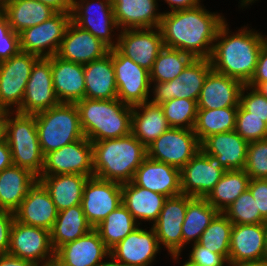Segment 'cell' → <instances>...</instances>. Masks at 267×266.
Listing matches in <instances>:
<instances>
[{"label": "cell", "mask_w": 267, "mask_h": 266, "mask_svg": "<svg viewBox=\"0 0 267 266\" xmlns=\"http://www.w3.org/2000/svg\"><path fill=\"white\" fill-rule=\"evenodd\" d=\"M220 14L197 7L163 12L160 23L165 47L179 49L195 59H210L220 26L225 22Z\"/></svg>", "instance_id": "1"}, {"label": "cell", "mask_w": 267, "mask_h": 266, "mask_svg": "<svg viewBox=\"0 0 267 266\" xmlns=\"http://www.w3.org/2000/svg\"><path fill=\"white\" fill-rule=\"evenodd\" d=\"M247 28L229 35L228 24L224 22L217 32L210 57L213 70L243 85H247L254 75L259 52L265 44L264 35Z\"/></svg>", "instance_id": "2"}, {"label": "cell", "mask_w": 267, "mask_h": 266, "mask_svg": "<svg viewBox=\"0 0 267 266\" xmlns=\"http://www.w3.org/2000/svg\"><path fill=\"white\" fill-rule=\"evenodd\" d=\"M94 177L120 184L132 181L147 158V148L132 134L92 142Z\"/></svg>", "instance_id": "3"}, {"label": "cell", "mask_w": 267, "mask_h": 266, "mask_svg": "<svg viewBox=\"0 0 267 266\" xmlns=\"http://www.w3.org/2000/svg\"><path fill=\"white\" fill-rule=\"evenodd\" d=\"M84 136L91 142L116 139L131 133L132 108L118 98H84L76 103Z\"/></svg>", "instance_id": "4"}, {"label": "cell", "mask_w": 267, "mask_h": 266, "mask_svg": "<svg viewBox=\"0 0 267 266\" xmlns=\"http://www.w3.org/2000/svg\"><path fill=\"white\" fill-rule=\"evenodd\" d=\"M14 112H4L3 133L11 150L12 163L39 177L44 166V154L39 143L35 115ZM14 114L15 118L11 117Z\"/></svg>", "instance_id": "5"}, {"label": "cell", "mask_w": 267, "mask_h": 266, "mask_svg": "<svg viewBox=\"0 0 267 266\" xmlns=\"http://www.w3.org/2000/svg\"><path fill=\"white\" fill-rule=\"evenodd\" d=\"M34 115L44 156L85 137L76 104L60 103Z\"/></svg>", "instance_id": "6"}, {"label": "cell", "mask_w": 267, "mask_h": 266, "mask_svg": "<svg viewBox=\"0 0 267 266\" xmlns=\"http://www.w3.org/2000/svg\"><path fill=\"white\" fill-rule=\"evenodd\" d=\"M39 57L19 51L9 59L0 61V109L17 111L22 104L32 67ZM13 105V106H12Z\"/></svg>", "instance_id": "7"}, {"label": "cell", "mask_w": 267, "mask_h": 266, "mask_svg": "<svg viewBox=\"0 0 267 266\" xmlns=\"http://www.w3.org/2000/svg\"><path fill=\"white\" fill-rule=\"evenodd\" d=\"M200 147L193 129L170 127L147 147V157L181 170Z\"/></svg>", "instance_id": "8"}, {"label": "cell", "mask_w": 267, "mask_h": 266, "mask_svg": "<svg viewBox=\"0 0 267 266\" xmlns=\"http://www.w3.org/2000/svg\"><path fill=\"white\" fill-rule=\"evenodd\" d=\"M7 253L31 261L38 266L53 264L55 250L51 244L50 231L14 220Z\"/></svg>", "instance_id": "9"}, {"label": "cell", "mask_w": 267, "mask_h": 266, "mask_svg": "<svg viewBox=\"0 0 267 266\" xmlns=\"http://www.w3.org/2000/svg\"><path fill=\"white\" fill-rule=\"evenodd\" d=\"M212 69L210 59H194L175 79L154 83V97L149 102L160 105L173 98L198 100L208 72Z\"/></svg>", "instance_id": "10"}, {"label": "cell", "mask_w": 267, "mask_h": 266, "mask_svg": "<svg viewBox=\"0 0 267 266\" xmlns=\"http://www.w3.org/2000/svg\"><path fill=\"white\" fill-rule=\"evenodd\" d=\"M70 22L71 13L57 12L45 22L24 29L19 33L20 51L39 58L56 55Z\"/></svg>", "instance_id": "11"}, {"label": "cell", "mask_w": 267, "mask_h": 266, "mask_svg": "<svg viewBox=\"0 0 267 266\" xmlns=\"http://www.w3.org/2000/svg\"><path fill=\"white\" fill-rule=\"evenodd\" d=\"M73 0L71 21L81 29L89 31L110 49L117 46L112 41V31L117 29L111 0ZM116 42V43H115Z\"/></svg>", "instance_id": "12"}, {"label": "cell", "mask_w": 267, "mask_h": 266, "mask_svg": "<svg viewBox=\"0 0 267 266\" xmlns=\"http://www.w3.org/2000/svg\"><path fill=\"white\" fill-rule=\"evenodd\" d=\"M113 66L117 98L130 106L149 102L150 72L122 55L116 48H113Z\"/></svg>", "instance_id": "13"}, {"label": "cell", "mask_w": 267, "mask_h": 266, "mask_svg": "<svg viewBox=\"0 0 267 266\" xmlns=\"http://www.w3.org/2000/svg\"><path fill=\"white\" fill-rule=\"evenodd\" d=\"M225 171L216 156L206 153L200 147L195 156L181 169L182 194L205 198Z\"/></svg>", "instance_id": "14"}, {"label": "cell", "mask_w": 267, "mask_h": 266, "mask_svg": "<svg viewBox=\"0 0 267 266\" xmlns=\"http://www.w3.org/2000/svg\"><path fill=\"white\" fill-rule=\"evenodd\" d=\"M122 204V184L89 177L83 188L81 206L90 225L95 228Z\"/></svg>", "instance_id": "15"}, {"label": "cell", "mask_w": 267, "mask_h": 266, "mask_svg": "<svg viewBox=\"0 0 267 266\" xmlns=\"http://www.w3.org/2000/svg\"><path fill=\"white\" fill-rule=\"evenodd\" d=\"M60 104L53 86L51 57H40L34 63L27 82L21 114H37Z\"/></svg>", "instance_id": "16"}, {"label": "cell", "mask_w": 267, "mask_h": 266, "mask_svg": "<svg viewBox=\"0 0 267 266\" xmlns=\"http://www.w3.org/2000/svg\"><path fill=\"white\" fill-rule=\"evenodd\" d=\"M80 174L94 176L92 142L86 137L44 156L41 175Z\"/></svg>", "instance_id": "17"}, {"label": "cell", "mask_w": 267, "mask_h": 266, "mask_svg": "<svg viewBox=\"0 0 267 266\" xmlns=\"http://www.w3.org/2000/svg\"><path fill=\"white\" fill-rule=\"evenodd\" d=\"M192 198L184 194L167 198L158 219L152 225L159 246L163 244L174 261L179 259L182 252V225L187 204Z\"/></svg>", "instance_id": "18"}, {"label": "cell", "mask_w": 267, "mask_h": 266, "mask_svg": "<svg viewBox=\"0 0 267 266\" xmlns=\"http://www.w3.org/2000/svg\"><path fill=\"white\" fill-rule=\"evenodd\" d=\"M116 39L115 48L149 72L164 47L159 27L121 30Z\"/></svg>", "instance_id": "19"}, {"label": "cell", "mask_w": 267, "mask_h": 266, "mask_svg": "<svg viewBox=\"0 0 267 266\" xmlns=\"http://www.w3.org/2000/svg\"><path fill=\"white\" fill-rule=\"evenodd\" d=\"M106 256V257H105ZM110 256V250L92 229L78 239L60 246L55 251L56 266H102V260Z\"/></svg>", "instance_id": "20"}, {"label": "cell", "mask_w": 267, "mask_h": 266, "mask_svg": "<svg viewBox=\"0 0 267 266\" xmlns=\"http://www.w3.org/2000/svg\"><path fill=\"white\" fill-rule=\"evenodd\" d=\"M110 48L89 31L70 22L57 51V56L70 62L85 65L102 58Z\"/></svg>", "instance_id": "21"}, {"label": "cell", "mask_w": 267, "mask_h": 266, "mask_svg": "<svg viewBox=\"0 0 267 266\" xmlns=\"http://www.w3.org/2000/svg\"><path fill=\"white\" fill-rule=\"evenodd\" d=\"M160 249L154 229L138 226L110 250V256L129 266H150Z\"/></svg>", "instance_id": "22"}, {"label": "cell", "mask_w": 267, "mask_h": 266, "mask_svg": "<svg viewBox=\"0 0 267 266\" xmlns=\"http://www.w3.org/2000/svg\"><path fill=\"white\" fill-rule=\"evenodd\" d=\"M132 182L167 198L182 194L181 170L149 157L137 168Z\"/></svg>", "instance_id": "23"}, {"label": "cell", "mask_w": 267, "mask_h": 266, "mask_svg": "<svg viewBox=\"0 0 267 266\" xmlns=\"http://www.w3.org/2000/svg\"><path fill=\"white\" fill-rule=\"evenodd\" d=\"M58 216L53 200L45 187L37 181L14 211L16 221L51 231Z\"/></svg>", "instance_id": "24"}, {"label": "cell", "mask_w": 267, "mask_h": 266, "mask_svg": "<svg viewBox=\"0 0 267 266\" xmlns=\"http://www.w3.org/2000/svg\"><path fill=\"white\" fill-rule=\"evenodd\" d=\"M55 94L60 103L76 104L85 98V79L82 64L70 62L57 55L51 57Z\"/></svg>", "instance_id": "25"}, {"label": "cell", "mask_w": 267, "mask_h": 266, "mask_svg": "<svg viewBox=\"0 0 267 266\" xmlns=\"http://www.w3.org/2000/svg\"><path fill=\"white\" fill-rule=\"evenodd\" d=\"M267 223L234 224L231 229L229 262L262 261Z\"/></svg>", "instance_id": "26"}, {"label": "cell", "mask_w": 267, "mask_h": 266, "mask_svg": "<svg viewBox=\"0 0 267 266\" xmlns=\"http://www.w3.org/2000/svg\"><path fill=\"white\" fill-rule=\"evenodd\" d=\"M243 84L211 69L197 100L198 109L238 107Z\"/></svg>", "instance_id": "27"}, {"label": "cell", "mask_w": 267, "mask_h": 266, "mask_svg": "<svg viewBox=\"0 0 267 266\" xmlns=\"http://www.w3.org/2000/svg\"><path fill=\"white\" fill-rule=\"evenodd\" d=\"M248 145L235 130L208 136L200 143L206 153L217 157L226 171L244 170Z\"/></svg>", "instance_id": "28"}, {"label": "cell", "mask_w": 267, "mask_h": 266, "mask_svg": "<svg viewBox=\"0 0 267 266\" xmlns=\"http://www.w3.org/2000/svg\"><path fill=\"white\" fill-rule=\"evenodd\" d=\"M83 68L85 98L97 100L117 99L113 48L102 58L83 65Z\"/></svg>", "instance_id": "29"}, {"label": "cell", "mask_w": 267, "mask_h": 266, "mask_svg": "<svg viewBox=\"0 0 267 266\" xmlns=\"http://www.w3.org/2000/svg\"><path fill=\"white\" fill-rule=\"evenodd\" d=\"M118 28L140 29L160 26L162 14L157 13L156 0H111Z\"/></svg>", "instance_id": "30"}, {"label": "cell", "mask_w": 267, "mask_h": 266, "mask_svg": "<svg viewBox=\"0 0 267 266\" xmlns=\"http://www.w3.org/2000/svg\"><path fill=\"white\" fill-rule=\"evenodd\" d=\"M89 176L80 174L40 175L38 181L49 192L58 212L81 205L83 188Z\"/></svg>", "instance_id": "31"}, {"label": "cell", "mask_w": 267, "mask_h": 266, "mask_svg": "<svg viewBox=\"0 0 267 266\" xmlns=\"http://www.w3.org/2000/svg\"><path fill=\"white\" fill-rule=\"evenodd\" d=\"M169 128L163 108L160 105L145 102L133 106L131 133L146 148Z\"/></svg>", "instance_id": "32"}, {"label": "cell", "mask_w": 267, "mask_h": 266, "mask_svg": "<svg viewBox=\"0 0 267 266\" xmlns=\"http://www.w3.org/2000/svg\"><path fill=\"white\" fill-rule=\"evenodd\" d=\"M166 199V196L137 186L132 181L122 184V204L136 222L140 219L154 223Z\"/></svg>", "instance_id": "33"}, {"label": "cell", "mask_w": 267, "mask_h": 266, "mask_svg": "<svg viewBox=\"0 0 267 266\" xmlns=\"http://www.w3.org/2000/svg\"><path fill=\"white\" fill-rule=\"evenodd\" d=\"M38 177L25 168L12 165L0 172V209L14 212Z\"/></svg>", "instance_id": "34"}, {"label": "cell", "mask_w": 267, "mask_h": 266, "mask_svg": "<svg viewBox=\"0 0 267 266\" xmlns=\"http://www.w3.org/2000/svg\"><path fill=\"white\" fill-rule=\"evenodd\" d=\"M94 229L87 221L81 205L58 212L50 231L51 244L56 251L60 246L84 236Z\"/></svg>", "instance_id": "35"}, {"label": "cell", "mask_w": 267, "mask_h": 266, "mask_svg": "<svg viewBox=\"0 0 267 266\" xmlns=\"http://www.w3.org/2000/svg\"><path fill=\"white\" fill-rule=\"evenodd\" d=\"M57 12L37 0H12L4 8V16L15 33L41 24Z\"/></svg>", "instance_id": "36"}, {"label": "cell", "mask_w": 267, "mask_h": 266, "mask_svg": "<svg viewBox=\"0 0 267 266\" xmlns=\"http://www.w3.org/2000/svg\"><path fill=\"white\" fill-rule=\"evenodd\" d=\"M219 213L205 198L193 197L187 204L182 225V248L190 241L197 243Z\"/></svg>", "instance_id": "37"}, {"label": "cell", "mask_w": 267, "mask_h": 266, "mask_svg": "<svg viewBox=\"0 0 267 266\" xmlns=\"http://www.w3.org/2000/svg\"><path fill=\"white\" fill-rule=\"evenodd\" d=\"M250 179L244 170H227L205 199L215 209L223 213L230 204L248 189Z\"/></svg>", "instance_id": "38"}, {"label": "cell", "mask_w": 267, "mask_h": 266, "mask_svg": "<svg viewBox=\"0 0 267 266\" xmlns=\"http://www.w3.org/2000/svg\"><path fill=\"white\" fill-rule=\"evenodd\" d=\"M238 107L219 109H198L193 128L198 141L201 143L208 136L235 130Z\"/></svg>", "instance_id": "39"}, {"label": "cell", "mask_w": 267, "mask_h": 266, "mask_svg": "<svg viewBox=\"0 0 267 266\" xmlns=\"http://www.w3.org/2000/svg\"><path fill=\"white\" fill-rule=\"evenodd\" d=\"M138 225L140 223H137L127 208L121 204L94 229L98 232L105 246L111 250L135 230Z\"/></svg>", "instance_id": "40"}, {"label": "cell", "mask_w": 267, "mask_h": 266, "mask_svg": "<svg viewBox=\"0 0 267 266\" xmlns=\"http://www.w3.org/2000/svg\"><path fill=\"white\" fill-rule=\"evenodd\" d=\"M195 58L179 49L163 47L150 71V82L175 79Z\"/></svg>", "instance_id": "41"}, {"label": "cell", "mask_w": 267, "mask_h": 266, "mask_svg": "<svg viewBox=\"0 0 267 266\" xmlns=\"http://www.w3.org/2000/svg\"><path fill=\"white\" fill-rule=\"evenodd\" d=\"M232 226L230 220L220 212L204 230L197 243L211 252L221 254L229 262Z\"/></svg>", "instance_id": "42"}, {"label": "cell", "mask_w": 267, "mask_h": 266, "mask_svg": "<svg viewBox=\"0 0 267 266\" xmlns=\"http://www.w3.org/2000/svg\"><path fill=\"white\" fill-rule=\"evenodd\" d=\"M160 106L163 108L164 115L170 127L193 129L198 104L196 100L185 98H173Z\"/></svg>", "instance_id": "43"}, {"label": "cell", "mask_w": 267, "mask_h": 266, "mask_svg": "<svg viewBox=\"0 0 267 266\" xmlns=\"http://www.w3.org/2000/svg\"><path fill=\"white\" fill-rule=\"evenodd\" d=\"M223 214L234 224L267 223L257 210V204L249 189L245 190Z\"/></svg>", "instance_id": "44"}, {"label": "cell", "mask_w": 267, "mask_h": 266, "mask_svg": "<svg viewBox=\"0 0 267 266\" xmlns=\"http://www.w3.org/2000/svg\"><path fill=\"white\" fill-rule=\"evenodd\" d=\"M244 171L251 179H267V138L249 142Z\"/></svg>", "instance_id": "45"}, {"label": "cell", "mask_w": 267, "mask_h": 266, "mask_svg": "<svg viewBox=\"0 0 267 266\" xmlns=\"http://www.w3.org/2000/svg\"><path fill=\"white\" fill-rule=\"evenodd\" d=\"M235 131L247 142L267 138V123L255 116H248V112L239 104Z\"/></svg>", "instance_id": "46"}, {"label": "cell", "mask_w": 267, "mask_h": 266, "mask_svg": "<svg viewBox=\"0 0 267 266\" xmlns=\"http://www.w3.org/2000/svg\"><path fill=\"white\" fill-rule=\"evenodd\" d=\"M245 90L250 92H246V95ZM239 104L248 112V116H255L267 123V98L258 90L248 85H243Z\"/></svg>", "instance_id": "47"}, {"label": "cell", "mask_w": 267, "mask_h": 266, "mask_svg": "<svg viewBox=\"0 0 267 266\" xmlns=\"http://www.w3.org/2000/svg\"><path fill=\"white\" fill-rule=\"evenodd\" d=\"M20 51L19 34L11 30L8 20L0 18V61L9 59Z\"/></svg>", "instance_id": "48"}, {"label": "cell", "mask_w": 267, "mask_h": 266, "mask_svg": "<svg viewBox=\"0 0 267 266\" xmlns=\"http://www.w3.org/2000/svg\"><path fill=\"white\" fill-rule=\"evenodd\" d=\"M189 255L188 262L194 266H224L228 261L218 253L202 247L198 243H194Z\"/></svg>", "instance_id": "49"}, {"label": "cell", "mask_w": 267, "mask_h": 266, "mask_svg": "<svg viewBox=\"0 0 267 266\" xmlns=\"http://www.w3.org/2000/svg\"><path fill=\"white\" fill-rule=\"evenodd\" d=\"M248 189L256 201L261 217L267 222V179H250Z\"/></svg>", "instance_id": "50"}, {"label": "cell", "mask_w": 267, "mask_h": 266, "mask_svg": "<svg viewBox=\"0 0 267 266\" xmlns=\"http://www.w3.org/2000/svg\"><path fill=\"white\" fill-rule=\"evenodd\" d=\"M14 220V212L0 209V254H6L9 250L10 232Z\"/></svg>", "instance_id": "51"}, {"label": "cell", "mask_w": 267, "mask_h": 266, "mask_svg": "<svg viewBox=\"0 0 267 266\" xmlns=\"http://www.w3.org/2000/svg\"><path fill=\"white\" fill-rule=\"evenodd\" d=\"M267 81V45L264 44L261 48L256 69L251 80L247 84L250 87L256 88L260 83Z\"/></svg>", "instance_id": "52"}, {"label": "cell", "mask_w": 267, "mask_h": 266, "mask_svg": "<svg viewBox=\"0 0 267 266\" xmlns=\"http://www.w3.org/2000/svg\"><path fill=\"white\" fill-rule=\"evenodd\" d=\"M13 165L11 150L5 138L0 140V172Z\"/></svg>", "instance_id": "53"}, {"label": "cell", "mask_w": 267, "mask_h": 266, "mask_svg": "<svg viewBox=\"0 0 267 266\" xmlns=\"http://www.w3.org/2000/svg\"><path fill=\"white\" fill-rule=\"evenodd\" d=\"M0 266H38L35 263L22 258L6 254H0Z\"/></svg>", "instance_id": "54"}, {"label": "cell", "mask_w": 267, "mask_h": 266, "mask_svg": "<svg viewBox=\"0 0 267 266\" xmlns=\"http://www.w3.org/2000/svg\"><path fill=\"white\" fill-rule=\"evenodd\" d=\"M56 12L71 13L73 0H37Z\"/></svg>", "instance_id": "55"}, {"label": "cell", "mask_w": 267, "mask_h": 266, "mask_svg": "<svg viewBox=\"0 0 267 266\" xmlns=\"http://www.w3.org/2000/svg\"><path fill=\"white\" fill-rule=\"evenodd\" d=\"M167 2L171 11L184 10L197 7L200 4V0H164Z\"/></svg>", "instance_id": "56"}, {"label": "cell", "mask_w": 267, "mask_h": 266, "mask_svg": "<svg viewBox=\"0 0 267 266\" xmlns=\"http://www.w3.org/2000/svg\"><path fill=\"white\" fill-rule=\"evenodd\" d=\"M227 266H267L264 261L228 262Z\"/></svg>", "instance_id": "57"}, {"label": "cell", "mask_w": 267, "mask_h": 266, "mask_svg": "<svg viewBox=\"0 0 267 266\" xmlns=\"http://www.w3.org/2000/svg\"><path fill=\"white\" fill-rule=\"evenodd\" d=\"M109 258H111L110 259L111 261L110 260H109V262L108 261L107 262L104 261L102 266H129V265L125 264V263H121V262L116 261L112 256H109Z\"/></svg>", "instance_id": "58"}, {"label": "cell", "mask_w": 267, "mask_h": 266, "mask_svg": "<svg viewBox=\"0 0 267 266\" xmlns=\"http://www.w3.org/2000/svg\"><path fill=\"white\" fill-rule=\"evenodd\" d=\"M255 89L267 98V81L260 83Z\"/></svg>", "instance_id": "59"}, {"label": "cell", "mask_w": 267, "mask_h": 266, "mask_svg": "<svg viewBox=\"0 0 267 266\" xmlns=\"http://www.w3.org/2000/svg\"><path fill=\"white\" fill-rule=\"evenodd\" d=\"M4 133V112L0 113V140L3 138Z\"/></svg>", "instance_id": "60"}, {"label": "cell", "mask_w": 267, "mask_h": 266, "mask_svg": "<svg viewBox=\"0 0 267 266\" xmlns=\"http://www.w3.org/2000/svg\"><path fill=\"white\" fill-rule=\"evenodd\" d=\"M262 261H264L267 264V232H266V237H265V249H264Z\"/></svg>", "instance_id": "61"}, {"label": "cell", "mask_w": 267, "mask_h": 266, "mask_svg": "<svg viewBox=\"0 0 267 266\" xmlns=\"http://www.w3.org/2000/svg\"><path fill=\"white\" fill-rule=\"evenodd\" d=\"M255 1H257V0H241V7L243 6V7H245V6H247V5H249V4H251V3H254Z\"/></svg>", "instance_id": "62"}, {"label": "cell", "mask_w": 267, "mask_h": 266, "mask_svg": "<svg viewBox=\"0 0 267 266\" xmlns=\"http://www.w3.org/2000/svg\"><path fill=\"white\" fill-rule=\"evenodd\" d=\"M12 0H0V6L5 8Z\"/></svg>", "instance_id": "63"}, {"label": "cell", "mask_w": 267, "mask_h": 266, "mask_svg": "<svg viewBox=\"0 0 267 266\" xmlns=\"http://www.w3.org/2000/svg\"><path fill=\"white\" fill-rule=\"evenodd\" d=\"M4 14V8L0 6V18L3 16Z\"/></svg>", "instance_id": "64"}, {"label": "cell", "mask_w": 267, "mask_h": 266, "mask_svg": "<svg viewBox=\"0 0 267 266\" xmlns=\"http://www.w3.org/2000/svg\"><path fill=\"white\" fill-rule=\"evenodd\" d=\"M182 266H194V265L190 264V263L187 261V262H185Z\"/></svg>", "instance_id": "65"}, {"label": "cell", "mask_w": 267, "mask_h": 266, "mask_svg": "<svg viewBox=\"0 0 267 266\" xmlns=\"http://www.w3.org/2000/svg\"><path fill=\"white\" fill-rule=\"evenodd\" d=\"M265 44L267 45V37H264Z\"/></svg>", "instance_id": "66"}, {"label": "cell", "mask_w": 267, "mask_h": 266, "mask_svg": "<svg viewBox=\"0 0 267 266\" xmlns=\"http://www.w3.org/2000/svg\"><path fill=\"white\" fill-rule=\"evenodd\" d=\"M46 266H56L54 263L53 264H50V265H46Z\"/></svg>", "instance_id": "67"}]
</instances>
